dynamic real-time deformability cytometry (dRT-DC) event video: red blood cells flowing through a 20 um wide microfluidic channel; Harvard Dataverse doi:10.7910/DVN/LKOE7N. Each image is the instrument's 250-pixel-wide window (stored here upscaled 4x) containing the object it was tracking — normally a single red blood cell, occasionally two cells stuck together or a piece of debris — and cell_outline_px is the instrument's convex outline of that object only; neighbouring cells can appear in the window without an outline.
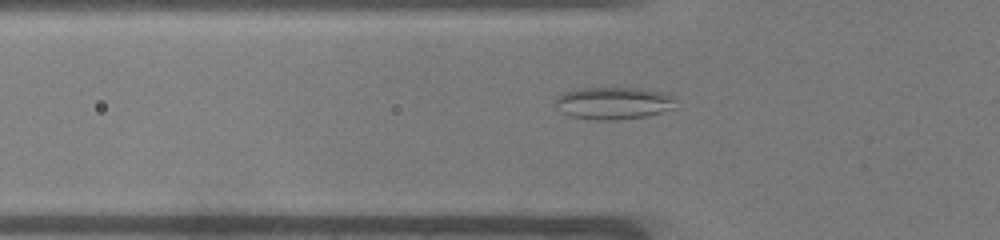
{"species": "common noctule bat (a hibernating species)", "species_latin": "Nyctalus noctula", "temperature_condition": "warm", "stored_images_in_passage": 37, "camera_frame_rate_fps": 3000, "um_per_image_px": 0.085, "animal": {"sex": "male", "body_mass_g": 19.0, "forearm_length_mm": 50.8}, "frame": {"image": 1, "passage_image": 3, "time_ms": 0.667, "image_size_px": [1000, 240], "cell_outline_px": [[676, 108], [648, 116], [616, 120], [596, 120], [568, 116], [560, 112], [552, 104], [552, 100], [556, 96], [564, 92], [580, 88], [640, 88], [664, 92], [676, 96]], "centroid_in_image_um": [52.13, 8.77], "position_along_channel_um": 73.7, "area_um2": 23.41}}
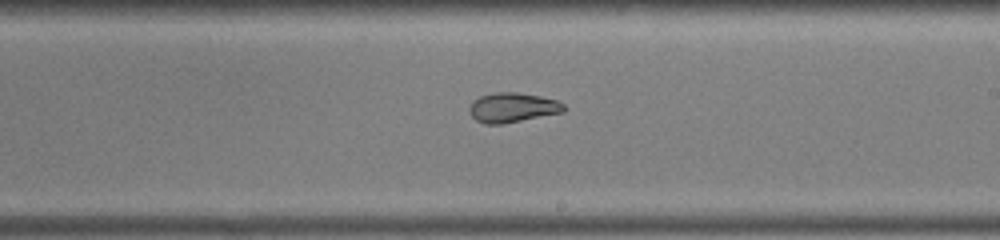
{"frame": {"image": 2, "passage_image": 16, "time_ms": 5.0, "image_size_px": [1000, 240], "cell_outline_px": [[564, 112], [500, 124], [484, 124], [476, 120], [468, 112], [468, 108], [472, 100], [480, 96], [496, 92], [516, 92], [540, 96], [556, 100], [564, 104]], "centroid_in_image_um": [43.52, 9.13], "position_along_channel_um": 245.5, "area_um2": 16.3}}
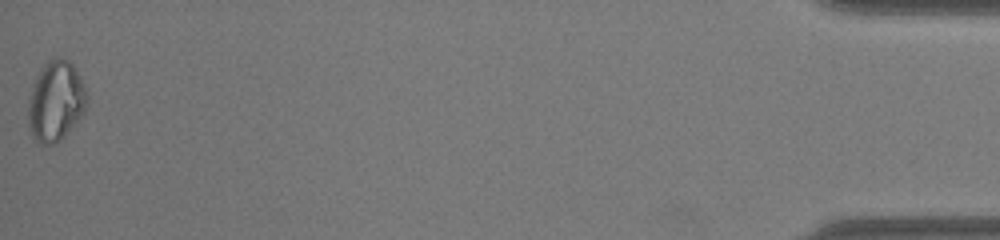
{"frame": {"image": 3, "passage_image": 37, "time_ms": 12.0, "image_size_px": [1000, 240], "cell_outline_px": [[88, 100], [84, 112], [64, 136], [60, 140], [52, 144], [40, 144], [32, 136], [28, 124], [28, 100], [32, 84], [40, 68], [52, 56], [60, 56], [68, 60], [72, 64], [80, 76], [84, 84], [88, 96]], "centroid_in_image_um": [4.73, 8.55], "position_along_channel_um": 430.5, "area_um2": 27.74}, "authors_computed_cell_mechanics": {"area_um2": 17.6868, "velocity_mm_per_s": 3.9588, "shape_relaxation_time_tau1_ms": null, "shape_relaxation_time_tau2_ms": 1.3104, "deformation_change_tau1": null, "deformation_change_tau2": 0.0666}}